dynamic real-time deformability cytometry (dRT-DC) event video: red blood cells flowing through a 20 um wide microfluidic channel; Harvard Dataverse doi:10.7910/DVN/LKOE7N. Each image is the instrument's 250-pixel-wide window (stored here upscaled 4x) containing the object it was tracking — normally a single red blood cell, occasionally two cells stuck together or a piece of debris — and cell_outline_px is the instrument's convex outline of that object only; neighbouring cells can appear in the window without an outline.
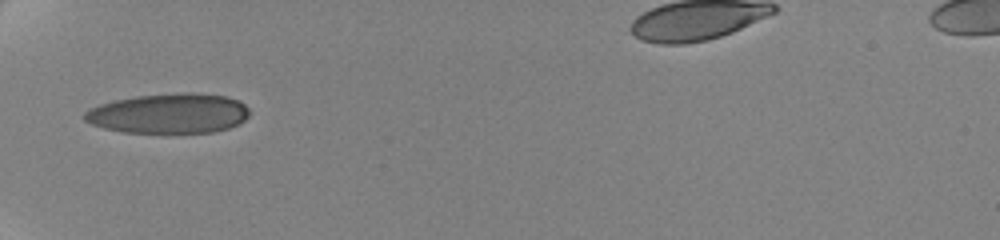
{"species": "human", "species_latin": "Homo sapiens", "temperature_condition": "cold", "stored_images_in_passage": 35, "camera_frame_rate_fps": 3000, "um_per_image_px": 0.085, "donor": {"sex": "female"}, "frame": {"image": 1, "passage_image": 1, "time_ms": 0.0, "image_size_px": [1000, 240], "cell_outline_px": [[248, 116], [240, 124], [228, 128], [212, 132], [124, 132], [104, 128], [92, 124], [84, 120], [84, 112], [100, 104], [116, 100], [136, 96], [184, 92], [192, 92], [228, 96], [244, 104], [248, 108]], "centroid_in_image_um": [14.38, 9.63], "position_along_channel_um": 70.6, "area_um2": 38.15}}
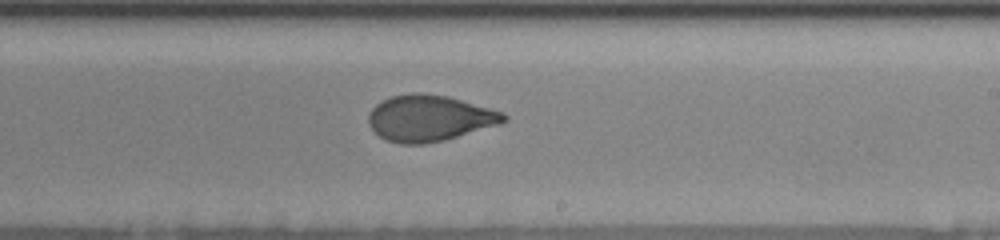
{"frame": {"image": 2, "passage_image": 11, "time_ms": 5.333, "image_size_px": [1000, 240], "cell_outline_px": [[508, 120], [500, 124], [444, 140], [424, 144], [400, 144], [384, 140], [368, 124], [368, 116], [372, 108], [376, 104], [392, 96], [412, 92], [420, 92], [448, 96], [504, 112], [508, 116]], "centroid_in_image_um": [36.51, 10.04], "position_along_channel_um": 252.5, "area_um2": 36.47}}
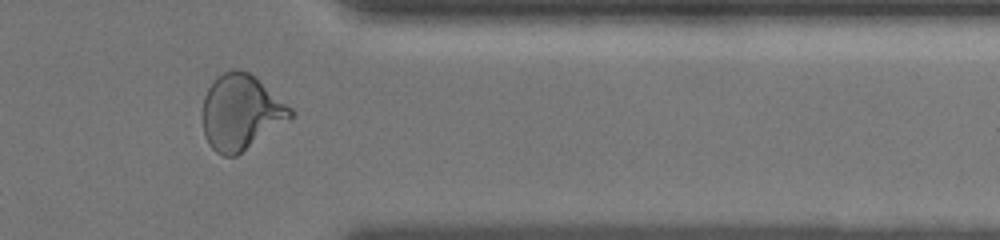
{"frame": {"image": 3, "passage_image": 26, "time_ms": 9.333, "image_size_px": [1000, 240], "cell_outline_px": [[296, 112], [292, 116], [236, 156], [224, 156], [216, 152], [208, 144], [204, 136], [200, 116], [204, 96], [208, 88], [216, 76], [232, 68], [248, 72], [292, 108]], "centroid_in_image_um": [20.39, 9.54], "position_along_channel_um": 391.0, "area_um2": 38.32}, "authors_computed_cell_mechanics": {"area_um2": 36.414, "velocity_mm_per_s": 3.524, "shape_relaxation_time_tau1_ms": 4.377, "shape_relaxation_time_tau2_ms": 1.0518, "deformation_change_tau1": 0.1715, "deformation_change_tau2": 0.0674}}